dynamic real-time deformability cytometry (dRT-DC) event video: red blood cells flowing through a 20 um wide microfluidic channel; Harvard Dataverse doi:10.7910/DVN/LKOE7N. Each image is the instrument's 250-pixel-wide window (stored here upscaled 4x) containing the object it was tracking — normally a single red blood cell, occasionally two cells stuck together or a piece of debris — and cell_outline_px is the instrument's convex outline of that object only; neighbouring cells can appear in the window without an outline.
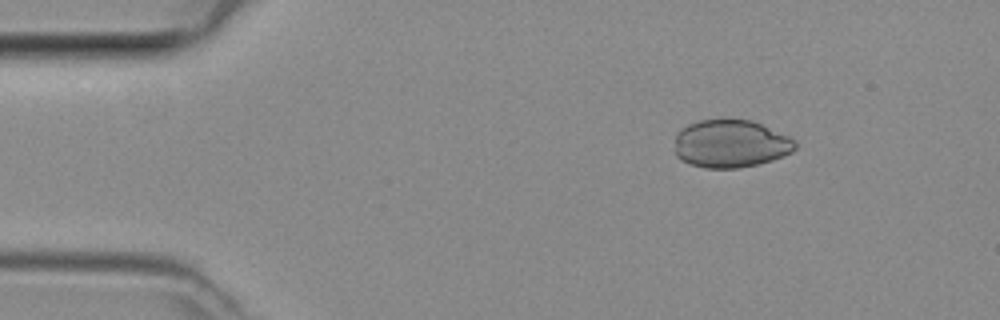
{"species": "common noctule bat (a hibernating species)", "species_latin": "Nyctalus noctula", "temperature_condition": "room temperature", "stored_images_in_passage": 4, "camera_frame_rate_fps": 3000, "um_per_image_px": 0.085, "animal": {"sex": "female", "body_mass_g": 29.2, "forearm_length_mm": 56.3}, "frame": {"image": 1, "passage_image": 2, "time_ms": 0.333, "image_size_px": [1000, 320], "cell_outline_px": [[796, 148], [792, 152], [772, 160], [756, 164], [736, 168], [704, 168], [680, 160], [676, 156], [676, 136], [680, 128], [688, 124], [700, 120], [728, 116], [752, 120], [788, 136], [796, 140]], "centroid_in_image_um": [62.09, 12.17], "position_along_channel_um": 22.9, "area_um2": 34.16}}